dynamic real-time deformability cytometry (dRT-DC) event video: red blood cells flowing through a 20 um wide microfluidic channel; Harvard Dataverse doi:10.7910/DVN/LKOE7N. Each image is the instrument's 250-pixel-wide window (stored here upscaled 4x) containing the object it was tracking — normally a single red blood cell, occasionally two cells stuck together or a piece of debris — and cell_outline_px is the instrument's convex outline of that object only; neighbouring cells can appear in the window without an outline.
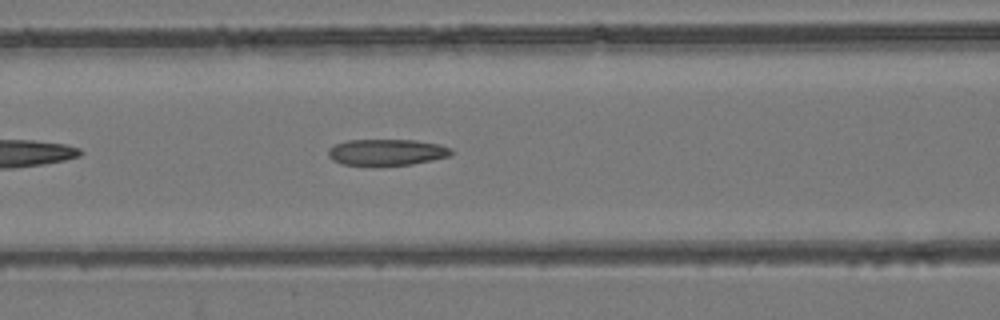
{"species": "common noctule bat (a hibernating species)", "species_latin": "Nyctalus noctula", "temperature_condition": "room temperature", "stored_images_in_passage": 17, "camera_frame_rate_fps": 3000, "um_per_image_px": 0.085, "animal": {"sex": "female", "body_mass_g": 24.6, "forearm_length_mm": 56.2}, "frame": {"image": 1, "passage_image": 8, "time_ms": 2.333, "image_size_px": [1000, 320], "cell_outline_px": [[452, 152], [448, 156], [432, 160], [412, 164], [376, 168], [372, 168], [344, 164], [332, 160], [328, 156], [328, 148], [336, 144], [348, 140], [416, 140], [440, 144], [448, 148]], "centroid_in_image_um": [32.8, 12.98], "position_along_channel_um": 133.8, "area_um2": 19.42}}
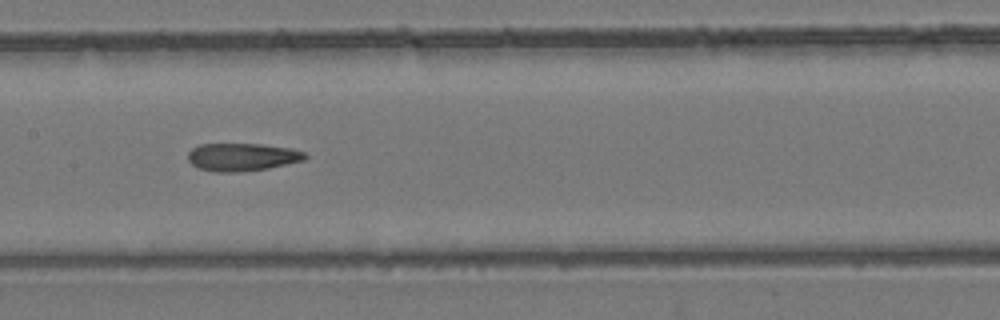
{"frame": {"image": 2, "passage_image": 12, "time_ms": 3.667, "image_size_px": [1000, 320], "cell_outline_px": [[308, 156], [304, 160], [268, 168], [236, 172], [212, 172], [200, 168], [192, 164], [188, 160], [188, 152], [192, 148], [200, 144], [260, 144], [292, 148], [304, 152]], "centroid_in_image_um": [20.57, 13.34], "position_along_channel_um": 186.8, "area_um2": 18.96}}
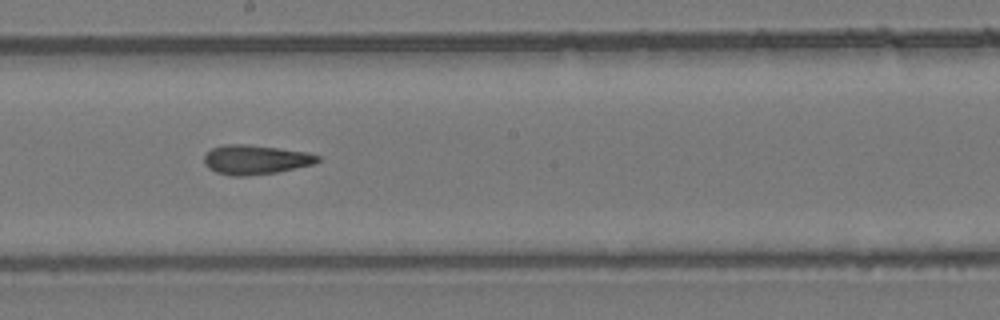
{"frame": {"image": 3, "passage_image": 15, "time_ms": 4.667, "image_size_px": [1000, 320], "cell_outline_px": [[320, 160], [312, 164], [276, 172], [244, 176], [232, 176], [216, 172], [208, 168], [204, 164], [204, 156], [212, 148], [224, 144], [248, 144], [308, 152], [320, 156]], "centroid_in_image_um": [21.69, 13.56], "position_along_channel_um": 226.5, "area_um2": 19.36}}